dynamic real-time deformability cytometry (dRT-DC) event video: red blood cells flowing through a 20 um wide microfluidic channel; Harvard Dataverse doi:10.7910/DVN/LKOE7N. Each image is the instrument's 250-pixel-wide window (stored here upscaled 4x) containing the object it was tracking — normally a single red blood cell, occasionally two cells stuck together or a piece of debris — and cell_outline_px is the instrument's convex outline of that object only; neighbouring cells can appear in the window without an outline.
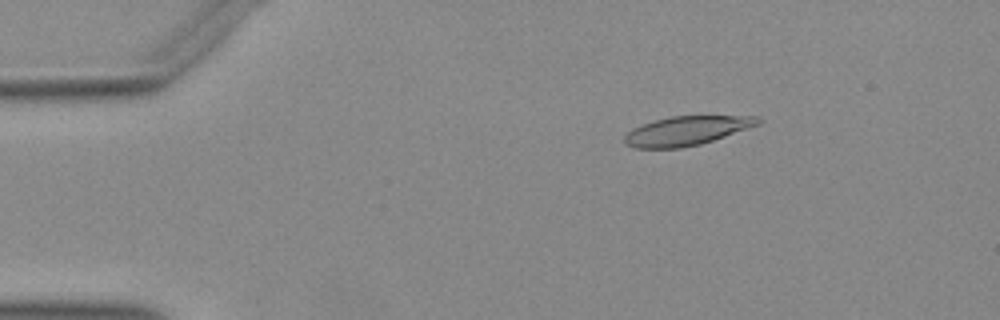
{"species": "Egyptian fruit bat (a non-hibernating species)", "species_latin": "Rousettus aegyptiacus", "temperature_condition": "warm", "stored_images_in_passage": 53, "camera_frame_rate_fps": 3000, "um_per_image_px": 0.085, "animal": {"sex": "female"}, "frame": {"image": 1, "passage_image": 9, "time_ms": 2.667, "image_size_px": [1000, 320], "cell_outline_px": [[764, 120], [760, 124], [700, 144], [680, 148], [636, 148], [624, 144], [624, 136], [632, 128], [656, 120], [672, 116], [760, 116]], "centroid_in_image_um": [58.37, 11.11], "position_along_channel_um": 26.6, "area_um2": 22.48}}
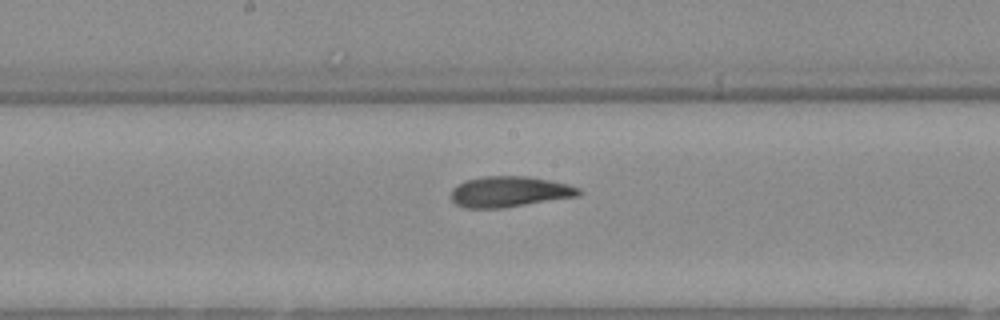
{"frame": {"image": 2, "passage_image": 28, "time_ms": 9.0, "image_size_px": [1000, 320], "cell_outline_px": [[580, 196], [504, 208], [464, 208], [456, 204], [452, 200], [452, 188], [456, 184], [464, 180], [484, 176], [528, 176], [548, 180], [580, 188]], "centroid_in_image_um": [43.27, 16.3], "position_along_channel_um": 204.9, "area_um2": 22.95}}
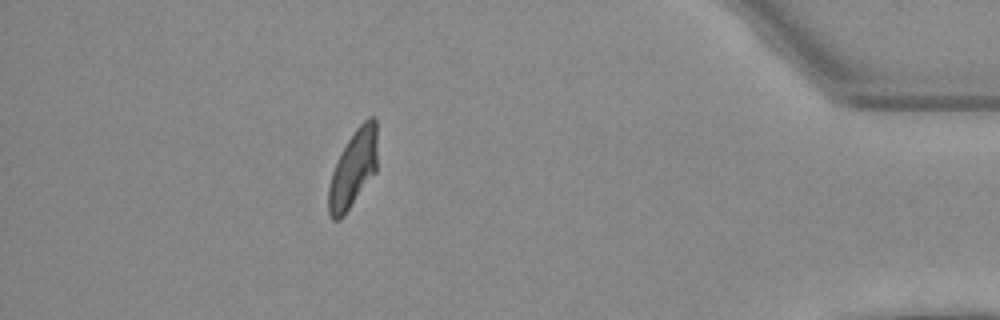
{"frame": {"image": 3, "passage_image": 47, "time_ms": 15.333, "image_size_px": [1000, 320], "cell_outline_px": [[376, 172], [344, 216], [340, 220], [332, 220], [328, 212], [328, 188], [332, 172], [348, 140], [356, 128], [368, 116], [376, 116]], "centroid_in_image_um": [30.02, 14.38], "position_along_channel_um": 405.2, "area_um2": 21.85}}